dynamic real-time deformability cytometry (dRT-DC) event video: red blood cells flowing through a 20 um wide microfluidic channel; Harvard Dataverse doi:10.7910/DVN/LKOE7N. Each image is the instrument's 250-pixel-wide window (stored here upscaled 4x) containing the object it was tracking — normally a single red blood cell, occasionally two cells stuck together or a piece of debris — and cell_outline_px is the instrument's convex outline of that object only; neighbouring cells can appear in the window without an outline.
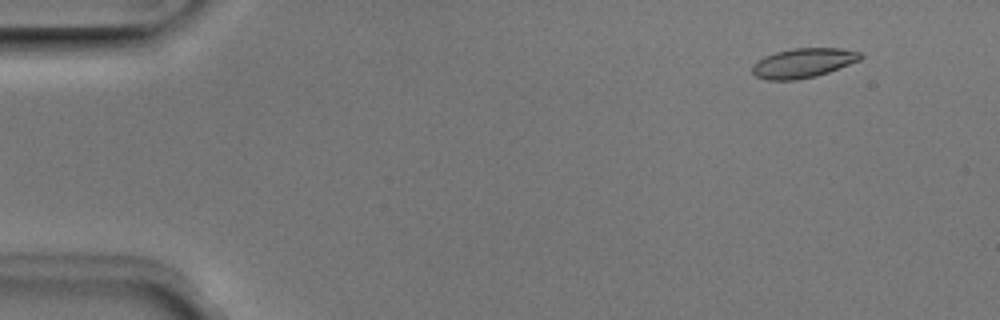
{"species": "Egyptian fruit bat (a non-hibernating species)", "species_latin": "Rousettus aegyptiacus", "temperature_condition": "room temperature", "stored_images_in_passage": 51, "camera_frame_rate_fps": 3000, "um_per_image_px": 0.085, "animal": {"sex": "male"}, "frame": {"image": 1, "passage_image": 5, "time_ms": 1.333, "image_size_px": [1000, 320], "cell_outline_px": [[864, 56], [860, 60], [828, 72], [816, 76], [796, 80], [768, 80], [756, 76], [752, 72], [752, 64], [764, 56], [776, 52], [792, 48], [840, 48], [860, 52]], "centroid_in_image_um": [68.26, 5.35], "position_along_channel_um": 16.7, "area_um2": 18.61}}
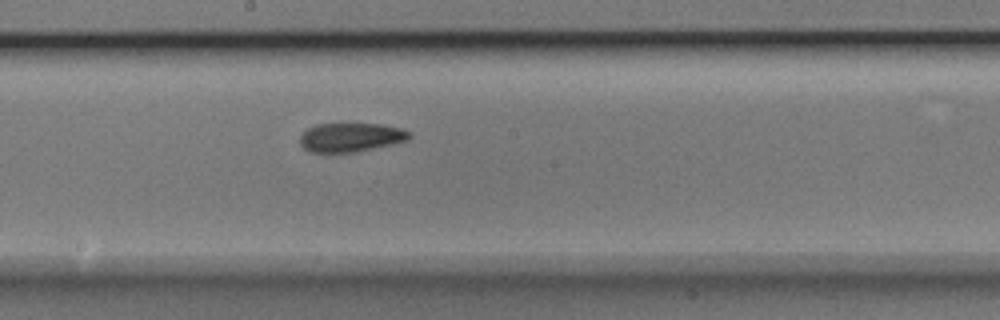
{"frame": {"image": 2, "passage_image": 28, "time_ms": 9.0, "image_size_px": [1000, 320], "cell_outline_px": [[412, 136], [408, 140], [392, 144], [356, 152], [308, 152], [300, 144], [300, 136], [308, 128], [316, 124], [380, 124], [400, 128], [412, 132]], "centroid_in_image_um": [29.83, 11.67], "position_along_channel_um": 218.4, "area_um2": 18.44}}
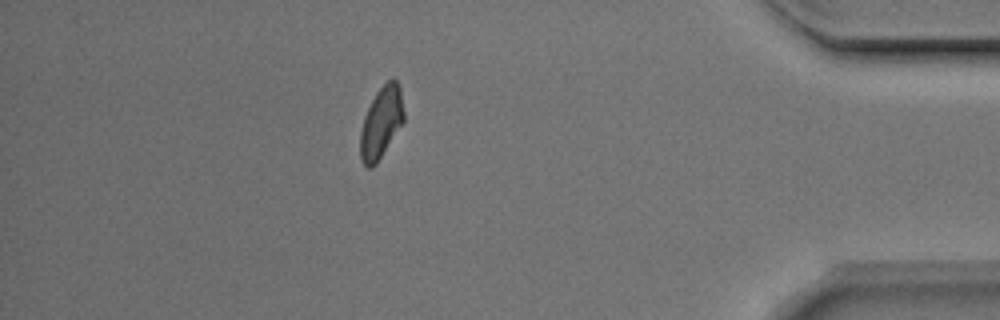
{"frame": {"image": 3, "passage_image": 45, "time_ms": 14.667, "image_size_px": [1000, 320], "cell_outline_px": [[404, 120], [376, 164], [372, 168], [368, 168], [364, 164], [360, 156], [360, 132], [364, 116], [376, 92], [392, 76], [396, 80], [400, 88], [404, 112]], "centroid_in_image_um": [32.4, 10.4], "position_along_channel_um": 402.8, "area_um2": 17.92}, "authors_computed_cell_mechanics": {"area_um2": 18.6116, "velocity_mm_per_s": 3.9871, "shape_relaxation_time_tau1_ms": 3.969, "shape_relaxation_time_tau2_ms": 3.2903, "deformation_change_tau1": 0.1104, "deformation_change_tau2": 0.087}}